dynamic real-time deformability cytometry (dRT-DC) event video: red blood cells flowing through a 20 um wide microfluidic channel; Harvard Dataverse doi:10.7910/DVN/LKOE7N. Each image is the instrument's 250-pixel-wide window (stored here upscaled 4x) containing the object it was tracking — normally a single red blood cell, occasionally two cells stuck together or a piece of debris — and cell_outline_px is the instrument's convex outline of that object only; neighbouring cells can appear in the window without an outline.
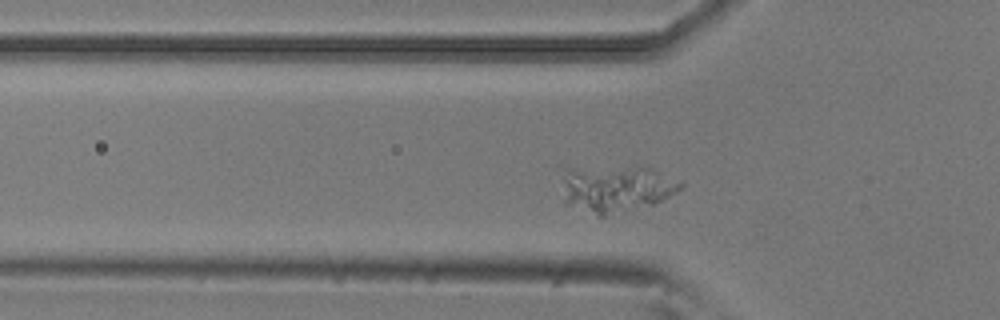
{"species": "common noctule bat (a hibernating species)", "species_latin": "Nyctalus noctula", "temperature_condition": "room temperature", "stored_images_in_passage": 37, "camera_frame_rate_fps": 3000, "um_per_image_px": 0.085, "animal": {"sex": "male", "body_mass_g": 20.5, "forearm_length_mm": 52.5}, "frame": {"image": 1, "passage_image": 6, "time_ms": 1.667, "image_size_px": [1000, 320], "cell_outline_px": [[684, 184], [676, 192], [652, 204], [604, 216], [600, 216], [564, 204], [560, 164], [648, 168]], "centroid_in_image_um": [52.16, 15.98], "position_along_channel_um": 73.6, "area_um2": 32.89}}
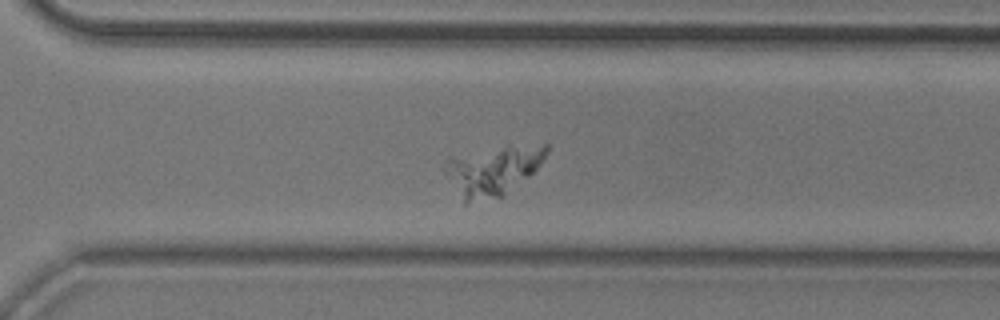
{"frame": {"image": 2, "passage_image": 27, "time_ms": 8.667, "image_size_px": [1000, 320], "cell_outline_px": [[548, 152], [540, 164], [528, 176], [504, 196], [464, 204], [448, 160], [448, 156], [504, 148], [544, 144], [548, 144]], "centroid_in_image_um": [42.03, 14.51], "position_along_channel_um": 328.6, "area_um2": 27.11}}
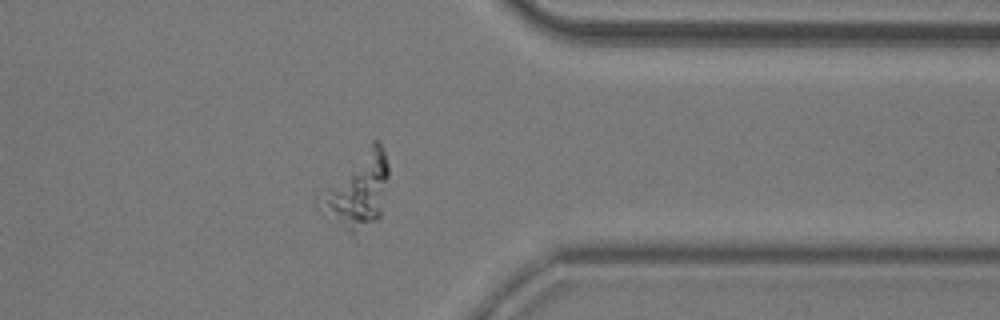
{"frame": {"image": 3, "passage_image": 32, "time_ms": 10.333, "image_size_px": [1000, 320], "cell_outline_px": [[388, 176], [380, 216], [376, 220], [352, 232], [348, 232], [312, 204], [316, 196], [372, 140], [380, 140], [388, 164]], "centroid_in_image_um": [30.34, 16.14], "position_along_channel_um": 381.1, "area_um2": 29.59}}